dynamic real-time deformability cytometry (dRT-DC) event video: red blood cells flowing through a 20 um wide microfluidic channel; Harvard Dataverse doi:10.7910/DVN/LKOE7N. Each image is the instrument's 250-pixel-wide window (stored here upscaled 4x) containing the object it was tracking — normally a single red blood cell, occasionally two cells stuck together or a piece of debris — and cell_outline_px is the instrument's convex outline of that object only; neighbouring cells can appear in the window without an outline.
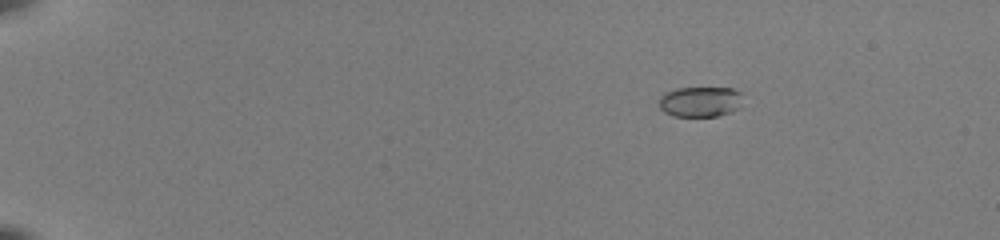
{"species": "common noctule bat (a hibernating species)", "species_latin": "Nyctalus noctula", "temperature_condition": "room temperature", "stored_images_in_passage": 45, "camera_frame_rate_fps": 3000, "um_per_image_px": 0.085, "animal": {"sex": "female", "body_mass_g": 22.0, "forearm_length_mm": 56.7}, "frame": {"image": 1, "passage_image": 1, "time_ms": 0.0, "image_size_px": [1000, 240], "cell_outline_px": [[740, 108], [732, 112], [716, 116], [676, 116], [664, 112], [660, 108], [660, 96], [664, 92], [676, 88], [732, 88], [740, 92]], "centroid_in_image_um": [59.51, 8.64], "position_along_channel_um": 25.5, "area_um2": 14.8}}
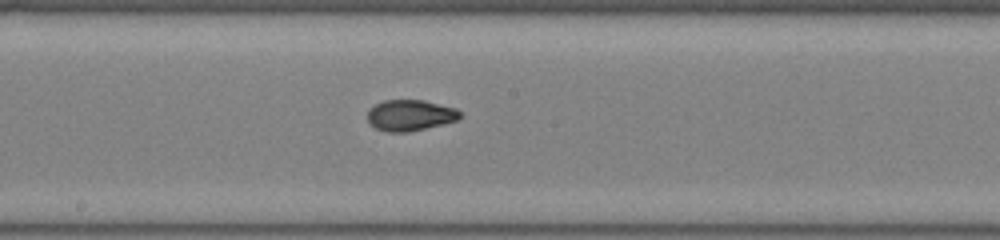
{"frame": {"image": 2, "passage_image": 24, "time_ms": 7.667, "image_size_px": [1000, 240], "cell_outline_px": [[460, 116], [456, 120], [408, 132], [388, 132], [376, 128], [368, 124], [368, 108], [384, 100], [424, 100], [456, 108], [460, 112]], "centroid_in_image_um": [34.81, 9.79], "position_along_channel_um": 213.4, "area_um2": 16.59}}
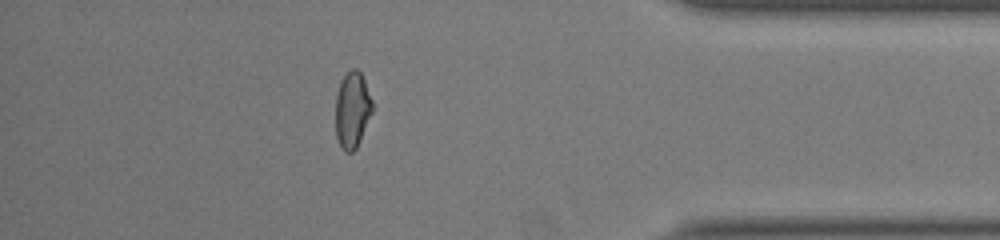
{"frame": {"image": 3, "passage_image": 40, "time_ms": 13.0, "image_size_px": [1000, 240], "cell_outline_px": [[372, 112], [360, 140], [356, 148], [352, 152], [344, 152], [340, 148], [336, 136], [336, 96], [340, 80], [352, 68], [356, 68], [360, 72], [364, 80], [372, 100]], "centroid_in_image_um": [29.93, 9.36], "position_along_channel_um": 405.3, "area_um2": 16.3}, "authors_computed_cell_mechanics": {"area_um2": 16.4152, "velocity_mm_per_s": 4.0208, "shape_relaxation_time_tau1_ms": 4.8194, "shape_relaxation_time_tau2_ms": 1.1653, "deformation_change_tau1": 0.2172, "deformation_change_tau2": 0.0532}}